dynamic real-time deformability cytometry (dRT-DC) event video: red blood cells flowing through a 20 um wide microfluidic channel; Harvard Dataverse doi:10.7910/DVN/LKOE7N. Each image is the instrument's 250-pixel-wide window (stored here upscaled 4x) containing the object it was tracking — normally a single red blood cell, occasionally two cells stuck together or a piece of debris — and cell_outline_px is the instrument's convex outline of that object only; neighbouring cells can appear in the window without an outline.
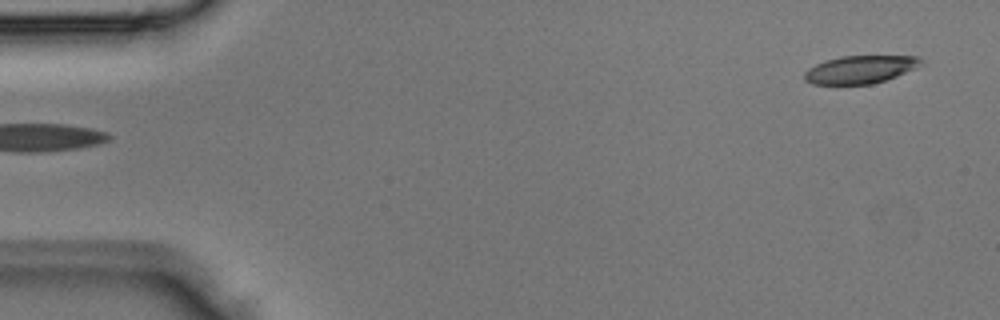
{"species": "Egyptian fruit bat (a non-hibernating species)", "species_latin": "Rousettus aegyptiacus", "temperature_condition": "room temperature", "stored_images_in_passage": 3, "camera_frame_rate_fps": 3000, "um_per_image_px": 0.085, "animal": {"sex": "male"}, "frame": {"image": 1, "passage_image": 1, "time_ms": 0.0, "image_size_px": [1000, 320], "cell_outline_px": [[924, 64], [896, 76], [872, 84], [812, 84], [804, 80], [804, 72], [808, 68], [816, 64], [840, 56], [920, 56], [924, 60]], "centroid_in_image_um": [73.13, 5.9], "position_along_channel_um": 11.9, "area_um2": 18.9}}